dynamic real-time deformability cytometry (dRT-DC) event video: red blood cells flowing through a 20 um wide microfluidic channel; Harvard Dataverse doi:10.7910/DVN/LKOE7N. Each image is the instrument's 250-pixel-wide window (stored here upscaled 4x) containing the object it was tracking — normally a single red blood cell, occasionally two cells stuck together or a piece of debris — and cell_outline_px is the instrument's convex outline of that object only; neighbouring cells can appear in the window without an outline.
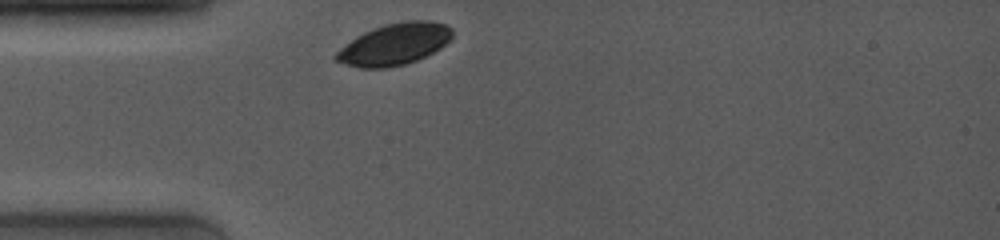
{"species": "common noctule bat (a hibernating species)", "species_latin": "Nyctalus noctula", "temperature_condition": "room temperature", "stored_images_in_passage": 33, "camera_frame_rate_fps": 4000, "um_per_image_px": 0.085, "animal": {"sex": "female", "body_mass_g": 19.0, "forearm_length_mm": 53.3}, "frame": {"image": 1, "passage_image": 1, "time_ms": 0.0, "image_size_px": [1000, 240], "cell_outline_px": [[452, 36], [440, 48], [416, 60], [404, 64], [388, 68], [360, 68], [336, 60], [332, 56], [340, 48], [356, 36], [372, 28], [384, 24], [404, 20], [428, 20], [444, 24], [452, 28]], "centroid_in_image_um": [33.5, 3.74], "position_along_channel_um": 51.5, "area_um2": 28.03}}
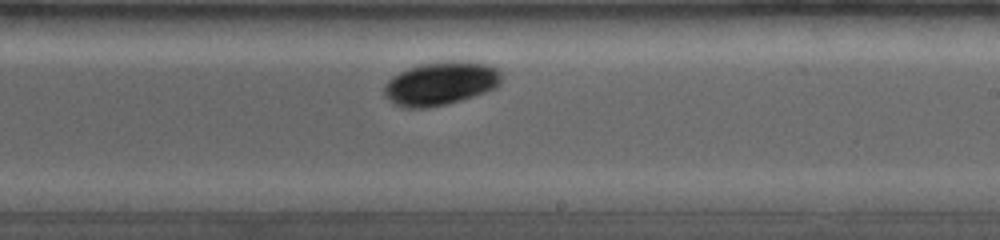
{"frame": {"image": 2, "passage_image": 18, "time_ms": 5.5, "image_size_px": [1000, 240], "cell_outline_px": [[504, 76], [500, 84], [496, 88], [448, 104], [428, 108], [404, 108], [392, 104], [384, 92], [384, 84], [392, 76], [408, 68], [420, 64], [448, 60], [464, 60], [488, 64], [496, 68]], "centroid_in_image_um": [37.47, 7.08], "position_along_channel_um": 251.5, "area_um2": 30.11}}
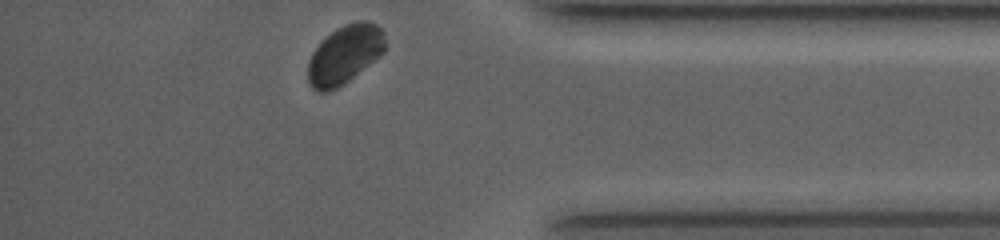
{"frame": {"image": 3, "passage_image": 33, "time_ms": 9.75, "image_size_px": [1000, 240], "cell_outline_px": [[384, 52], [380, 56], [344, 84], [328, 92], [320, 92], [312, 88], [308, 84], [308, 60], [312, 52], [320, 40], [336, 28], [344, 24], [356, 20], [368, 20], [376, 24], [380, 28], [384, 36]], "centroid_in_image_um": [29.27, 4.63], "position_along_channel_um": 405.9, "area_um2": 26.65}, "authors_computed_cell_mechanics": {"area_um2": 28.9578, "velocity_mm_per_s": 3.8301, "shape_relaxation_time_tau1_ms": 1.1529, "shape_relaxation_time_tau2_ms": 6.7389, "deformation_change_tau1": 0.0445, "deformation_change_tau2": 0.0323}}